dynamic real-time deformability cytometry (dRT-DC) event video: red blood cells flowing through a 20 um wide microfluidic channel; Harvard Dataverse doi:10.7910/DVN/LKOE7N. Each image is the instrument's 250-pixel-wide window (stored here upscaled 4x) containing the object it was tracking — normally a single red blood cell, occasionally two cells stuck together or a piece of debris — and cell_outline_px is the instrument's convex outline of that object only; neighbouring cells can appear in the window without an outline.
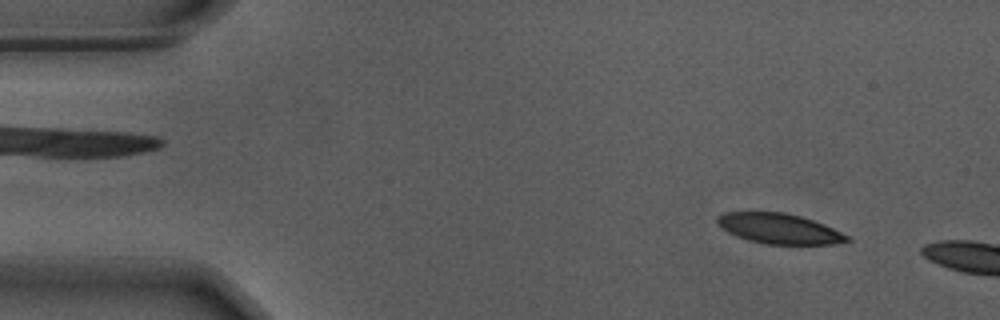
{"species": "Egyptian fruit bat (a non-hibernating species)", "species_latin": "Rousettus aegyptiacus", "temperature_condition": "warm", "stored_images_in_passage": 15, "camera_frame_rate_fps": 3000, "um_per_image_px": 0.085, "animal": {"sex": "male"}, "frame": {"image": 1, "passage_image": 5, "time_ms": 1.333, "image_size_px": [1000, 320], "cell_outline_px": [[852, 240], [832, 244], [764, 244], [748, 240], [736, 236], [728, 232], [716, 224], [716, 220], [724, 212], [784, 212], [800, 216], [824, 224], [848, 236]], "centroid_in_image_um": [66.2, 19.43], "position_along_channel_um": 18.8, "area_um2": 22.72}}